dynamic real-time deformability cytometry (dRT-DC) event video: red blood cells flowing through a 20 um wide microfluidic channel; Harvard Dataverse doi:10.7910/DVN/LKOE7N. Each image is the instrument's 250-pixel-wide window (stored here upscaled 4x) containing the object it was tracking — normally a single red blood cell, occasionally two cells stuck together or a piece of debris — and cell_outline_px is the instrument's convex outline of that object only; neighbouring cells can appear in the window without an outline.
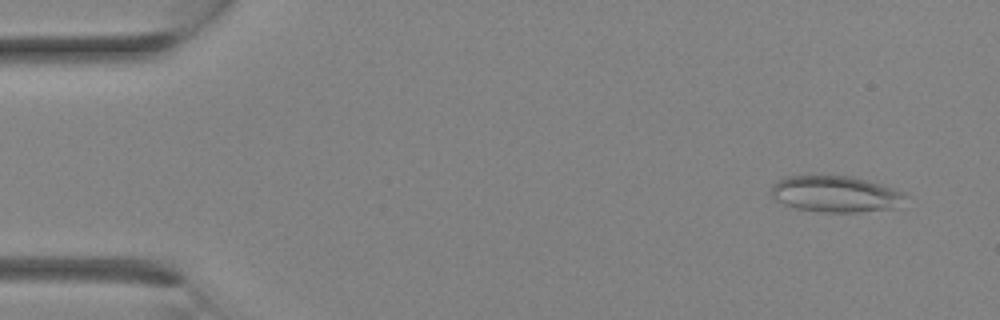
{"species": "Egyptian fruit bat (a non-hibernating species)", "species_latin": "Rousettus aegyptiacus", "temperature_condition": "room temperature", "stored_images_in_passage": 19, "camera_frame_rate_fps": 3000, "um_per_image_px": 0.085, "animal": {"sex": "female"}, "frame": {"image": 1, "passage_image": 2, "time_ms": 0.333, "image_size_px": [1000, 320], "cell_outline_px": [[908, 196], [896, 208], [860, 212], [820, 212], [796, 208], [784, 204], [776, 200], [772, 196], [772, 184], [776, 180], [784, 176], [852, 176], [868, 180], [892, 188]], "centroid_in_image_um": [71.0, 16.49], "position_along_channel_um": 14.0, "area_um2": 28.38}}
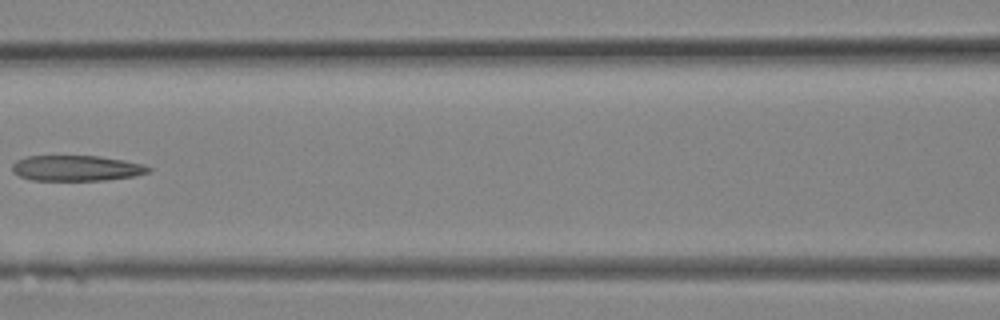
{"frame": {"image": 2, "passage_image": 13, "time_ms": 4.0, "image_size_px": [1000, 320], "cell_outline_px": [[152, 172], [136, 176], [104, 180], [32, 180], [20, 176], [12, 172], [12, 164], [16, 160], [28, 156], [100, 156], [124, 160], [144, 164], [152, 168]], "centroid_in_image_um": [6.54, 14.29], "position_along_channel_um": 160.1, "area_um2": 20.46}}
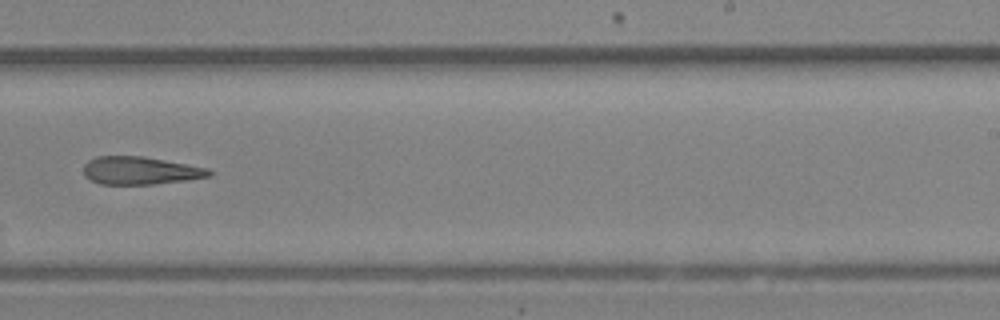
{"frame": {"image": 3, "passage_image": 18, "time_ms": 5.667, "image_size_px": [1000, 320], "cell_outline_px": [[216, 172], [212, 176], [188, 180], [152, 184], [100, 184], [84, 176], [84, 164], [88, 160], [96, 156], [144, 156], [208, 168]], "centroid_in_image_um": [11.96, 14.5], "position_along_channel_um": 277.0, "area_um2": 20.52}}